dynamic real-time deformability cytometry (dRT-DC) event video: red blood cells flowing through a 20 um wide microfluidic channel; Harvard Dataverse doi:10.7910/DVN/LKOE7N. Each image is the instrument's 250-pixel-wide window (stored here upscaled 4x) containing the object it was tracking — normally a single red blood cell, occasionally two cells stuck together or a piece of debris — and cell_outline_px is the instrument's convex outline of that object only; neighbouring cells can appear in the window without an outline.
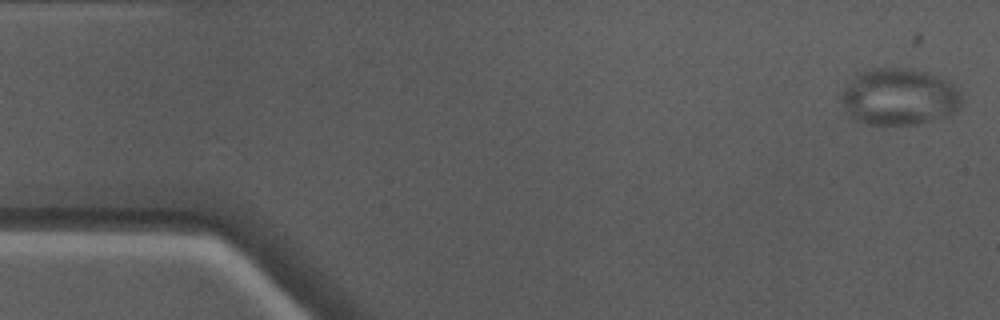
{"species": "Egyptian fruit bat (a non-hibernating species)", "species_latin": "Rousettus aegyptiacus", "temperature_condition": "warm", "stored_images_in_passage": 49, "camera_frame_rate_fps": 3000, "um_per_image_px": 0.085, "animal": {"sex": "male"}, "frame": {"image": 1, "passage_image": 1, "time_ms": 0.0, "image_size_px": [1000, 320], "cell_outline_px": [[960, 104], [952, 112], [944, 116], [916, 124], [868, 124], [856, 120], [848, 116], [840, 100], [840, 96], [844, 88], [860, 72], [872, 68], [912, 68], [928, 72], [940, 76], [948, 80], [960, 92]], "centroid_in_image_um": [76.39, 8.21], "position_along_channel_um": 8.6, "area_um2": 39.65}}
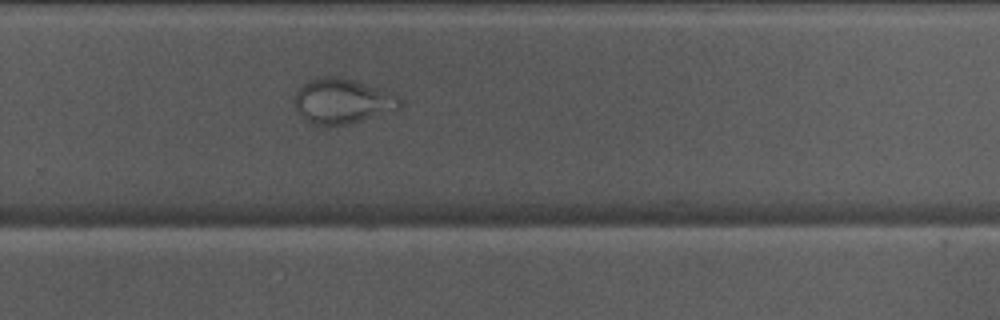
{"frame": {"image": 2, "passage_image": 32, "time_ms": 10.333, "image_size_px": [1000, 320], "cell_outline_px": [[404, 104], [400, 108], [348, 124], [312, 124], [300, 116], [296, 112], [292, 100], [296, 92], [308, 80], [316, 76], [340, 76], [396, 92], [400, 96]], "centroid_in_image_um": [29.11, 8.56], "position_along_channel_um": 300.7, "area_um2": 28.15}}
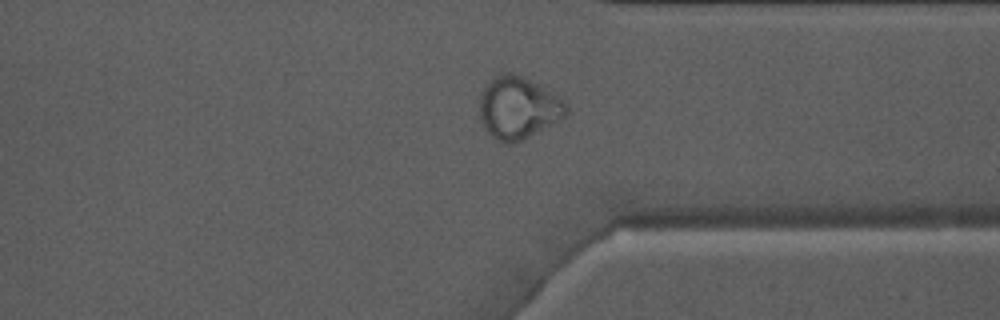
{"frame": {"image": 3, "passage_image": 37, "time_ms": 12.0, "image_size_px": [1000, 320], "cell_outline_px": [[568, 116], [512, 144], [504, 144], [492, 140], [480, 120], [480, 100], [484, 88], [496, 76], [504, 72], [508, 72], [520, 76], [536, 84], [564, 100], [568, 104]], "centroid_in_image_um": [44.04, 9.21], "position_along_channel_um": 367.4, "area_um2": 31.1}}